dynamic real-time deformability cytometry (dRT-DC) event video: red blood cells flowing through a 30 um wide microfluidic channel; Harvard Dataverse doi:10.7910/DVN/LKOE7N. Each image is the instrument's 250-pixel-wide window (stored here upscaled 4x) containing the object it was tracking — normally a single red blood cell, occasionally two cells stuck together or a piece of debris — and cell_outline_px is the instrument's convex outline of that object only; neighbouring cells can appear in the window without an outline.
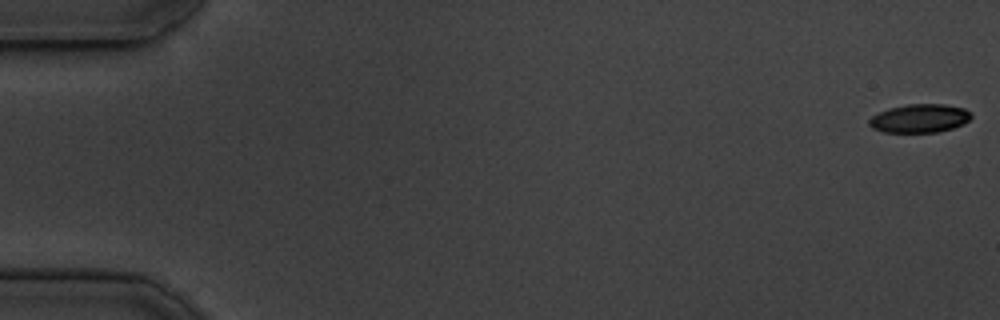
{"species": "common noctule bat (a hibernating species)", "species_latin": "Nyctalus noctula", "temperature_condition": "cold", "stored_images_in_passage": 55, "camera_frame_rate_fps": 3000, "um_per_image_px": 0.085, "animal": {"sex": "male", "body_mass_g": 19.5, "forearm_length_mm": 54.6}, "frame": {"image": 1, "passage_image": 1, "time_ms": 0.0, "image_size_px": [1000, 320], "cell_outline_px": [[972, 116], [964, 124], [940, 132], [884, 132], [872, 128], [868, 124], [868, 120], [872, 116], [888, 108], [908, 104], [944, 104], [964, 108], [972, 112]], "centroid_in_image_um": [78.18, 10.06], "position_along_channel_um": 6.8, "area_um2": 17.05}}
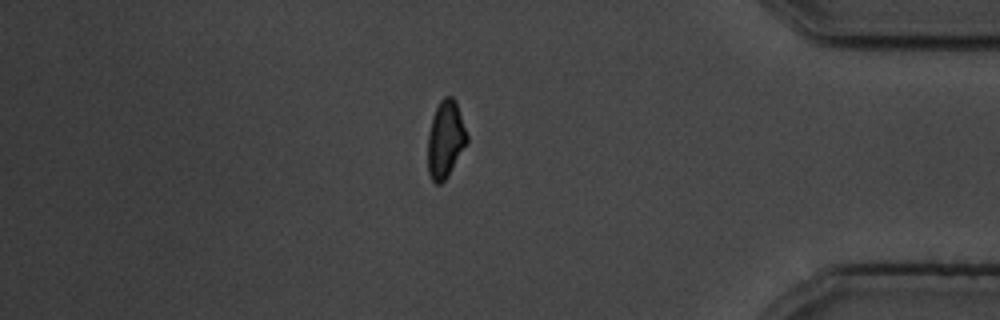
{"frame": {"image": 2, "passage_image": 47, "time_ms": 15.333, "image_size_px": [1000, 320], "cell_outline_px": [[468, 140], [448, 176], [440, 184], [436, 184], [432, 180], [428, 172], [428, 132], [432, 116], [440, 100], [444, 96], [452, 96], [456, 100], [468, 136]], "centroid_in_image_um": [37.85, 11.82], "position_along_channel_um": 397.3, "area_um2": 17.63}}
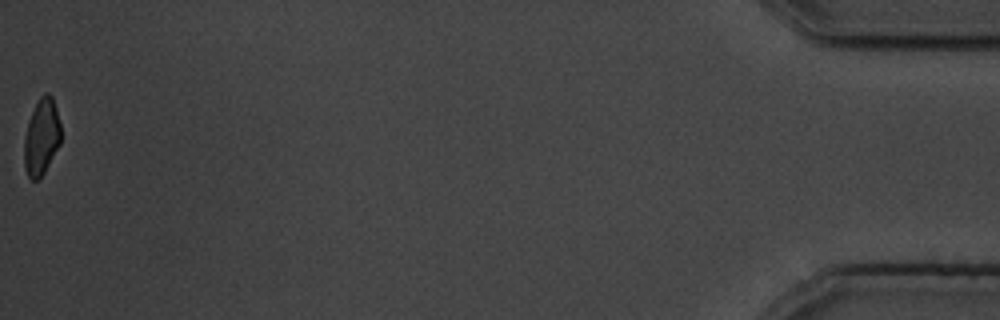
{"frame": {"image": 3, "passage_image": 55, "time_ms": 18.0, "image_size_px": [1000, 320], "cell_outline_px": [[60, 144], [44, 172], [36, 180], [32, 180], [28, 176], [24, 168], [24, 136], [28, 120], [40, 96], [44, 92], [48, 92], [52, 96], [56, 108], [60, 124]], "centroid_in_image_um": [3.52, 11.62], "position_along_channel_um": 431.7, "area_um2": 16.3}, "authors_computed_cell_mechanics": {"area_um2": 17.8024, "velocity_mm_per_s": 3.7217, "shape_relaxation_time_tau1_ms": 2.7757, "shape_relaxation_time_tau2_ms": 4.2905, "deformation_change_tau1": 0.1235, "deformation_change_tau2": 0.0909}}